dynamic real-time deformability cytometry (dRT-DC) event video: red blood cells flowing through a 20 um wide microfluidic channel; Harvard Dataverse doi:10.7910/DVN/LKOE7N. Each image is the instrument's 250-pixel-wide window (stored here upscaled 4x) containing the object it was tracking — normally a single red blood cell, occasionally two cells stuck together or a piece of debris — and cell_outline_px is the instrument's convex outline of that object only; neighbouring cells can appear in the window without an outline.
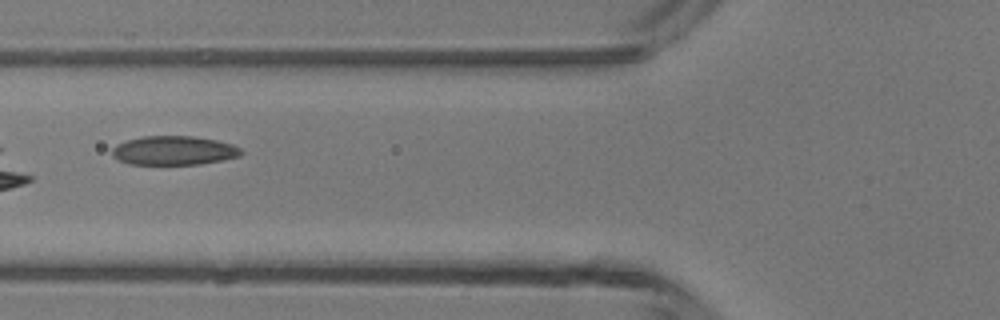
{"species": "common noctule bat (a hibernating species)", "species_latin": "Nyctalus noctula", "temperature_condition": "room temperature", "stored_images_in_passage": 6, "camera_frame_rate_fps": 3000, "um_per_image_px": 0.085, "animal": {"sex": "male", "body_mass_g": 13.3}, "frame": {"image": 1, "passage_image": 5, "time_ms": 5.667, "image_size_px": [1000, 320], "cell_outline_px": [[244, 152], [240, 156], [200, 164], [128, 164], [112, 156], [112, 148], [116, 144], [128, 140], [144, 136], [192, 136], [216, 140], [232, 144], [240, 148]], "centroid_in_image_um": [14.77, 12.79], "position_along_channel_um": 111.0, "area_um2": 21.73}}
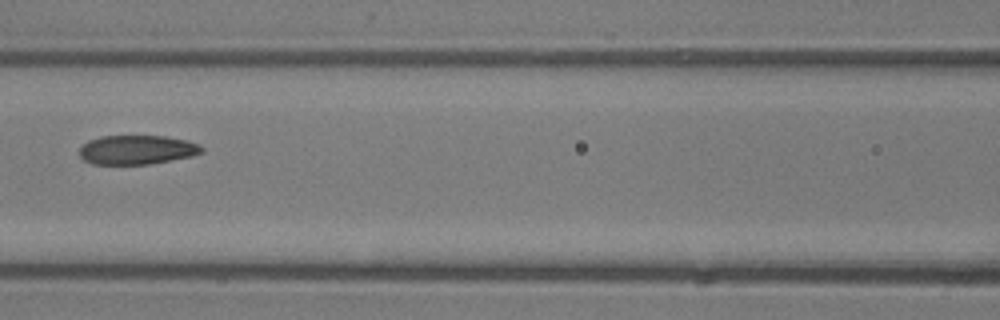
{"frame": {"image": 2, "passage_image": 6, "time_ms": 6.667, "image_size_px": [1000, 320], "cell_outline_px": [[204, 152], [192, 156], [148, 164], [92, 164], [84, 160], [80, 156], [80, 148], [88, 140], [100, 136], [164, 136], [184, 140], [200, 144], [204, 148]], "centroid_in_image_um": [11.64, 12.73], "position_along_channel_um": 155.0, "area_um2": 20.75}}